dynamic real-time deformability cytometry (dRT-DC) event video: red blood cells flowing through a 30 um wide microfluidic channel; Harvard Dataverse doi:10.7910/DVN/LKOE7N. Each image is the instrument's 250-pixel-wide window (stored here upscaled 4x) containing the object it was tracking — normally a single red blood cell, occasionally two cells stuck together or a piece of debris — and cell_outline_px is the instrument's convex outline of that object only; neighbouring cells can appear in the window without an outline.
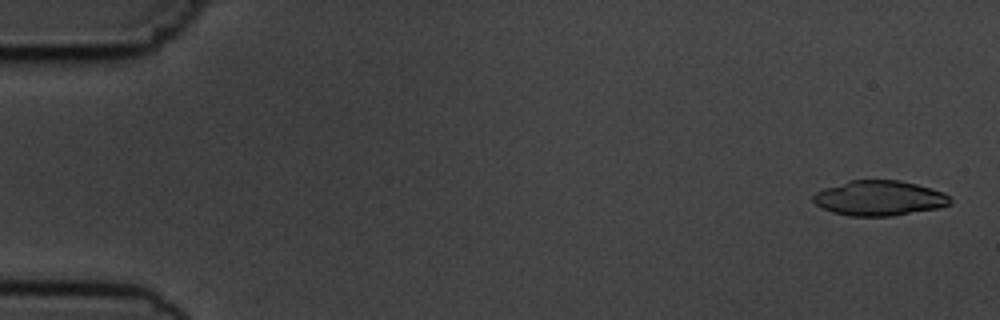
{"species": "common noctule bat (a hibernating species)", "species_latin": "Nyctalus noctula", "temperature_condition": "cold", "stored_images_in_passage": 5, "camera_frame_rate_fps": 3000, "um_per_image_px": 0.085, "animal": {"sex": "male", "body_mass_g": 19.5, "forearm_length_mm": 54.6}, "frame": {"image": 1, "passage_image": 1, "time_ms": 0.0, "image_size_px": [1000, 320], "cell_outline_px": [[952, 204], [940, 208], [892, 216], [848, 216], [832, 212], [816, 204], [812, 200], [812, 196], [816, 192], [824, 188], [848, 180], [900, 180], [916, 184], [944, 192], [952, 200]], "centroid_in_image_um": [74.75, 16.84], "position_along_channel_um": 10.2, "area_um2": 28.15}}
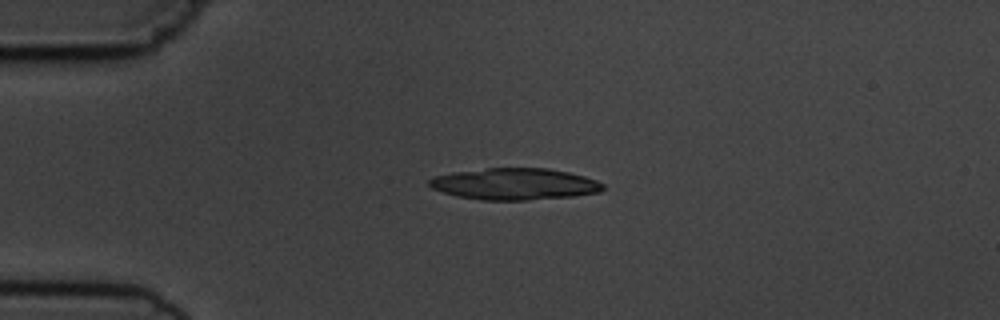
{"frame": {"image": 2, "passage_image": 4, "time_ms": 3.667, "image_size_px": [1000, 320], "cell_outline_px": [[604, 188], [600, 192], [572, 196], [528, 200], [480, 200], [456, 196], [432, 188], [428, 184], [428, 180], [436, 176], [452, 172], [488, 168], [548, 168], [568, 172], [584, 176], [596, 180], [604, 184]], "centroid_in_image_um": [43.74, 15.64], "position_along_channel_um": 41.3, "area_um2": 31.96}}